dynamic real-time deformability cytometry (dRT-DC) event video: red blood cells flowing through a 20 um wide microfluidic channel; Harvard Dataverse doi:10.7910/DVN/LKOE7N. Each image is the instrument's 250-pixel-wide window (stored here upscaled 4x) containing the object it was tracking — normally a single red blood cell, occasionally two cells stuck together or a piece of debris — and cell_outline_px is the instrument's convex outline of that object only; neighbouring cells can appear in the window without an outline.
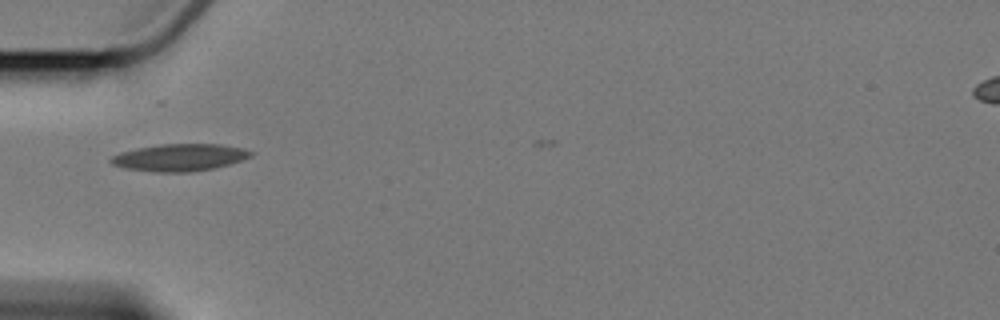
{"species": "Egyptian fruit bat (a non-hibernating species)", "species_latin": "Rousettus aegyptiacus", "temperature_condition": "cold", "stored_images_in_passage": 4, "camera_frame_rate_fps": 3000, "um_per_image_px": 0.085, "animal": {"sex": "female"}, "frame": {"image": 1, "passage_image": 1, "time_ms": 0.0, "image_size_px": [1000, 320], "cell_outline_px": [[256, 152], [252, 156], [228, 164], [212, 168], [192, 172], [152, 172], [124, 168], [112, 164], [108, 160], [112, 156], [120, 152], [136, 148], [160, 144], [220, 144], [244, 148]], "centroid_in_image_um": [15.26, 13.38], "position_along_channel_um": 69.7, "area_um2": 22.25}}
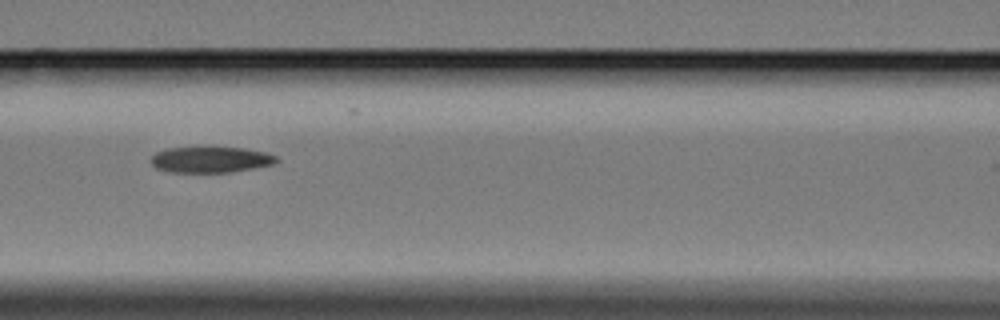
{"frame": {"image": 2, "passage_image": 3, "time_ms": 2.333, "image_size_px": [1000, 320], "cell_outline_px": [[280, 160], [276, 164], [232, 172], [168, 172], [156, 168], [152, 164], [152, 156], [156, 152], [168, 148], [196, 144], [244, 148], [268, 152], [276, 156]], "centroid_in_image_um": [17.93, 13.52], "position_along_channel_um": 148.7, "area_um2": 20.06}}
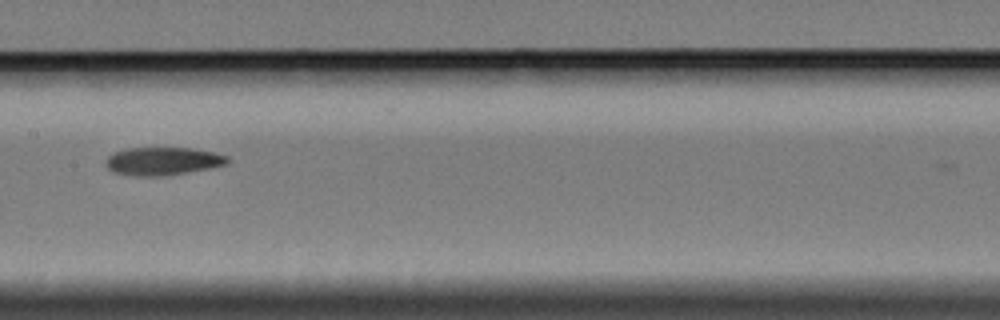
{"frame": {"image": 3, "passage_image": 4, "time_ms": 3.667, "image_size_px": [1000, 320], "cell_outline_px": [[232, 160], [228, 164], [188, 172], [164, 176], [132, 176], [112, 172], [104, 164], [108, 156], [112, 152], [124, 148], [192, 148], [212, 152], [228, 156]], "centroid_in_image_um": [13.81, 13.7], "position_along_channel_um": 193.6, "area_um2": 20.11}}